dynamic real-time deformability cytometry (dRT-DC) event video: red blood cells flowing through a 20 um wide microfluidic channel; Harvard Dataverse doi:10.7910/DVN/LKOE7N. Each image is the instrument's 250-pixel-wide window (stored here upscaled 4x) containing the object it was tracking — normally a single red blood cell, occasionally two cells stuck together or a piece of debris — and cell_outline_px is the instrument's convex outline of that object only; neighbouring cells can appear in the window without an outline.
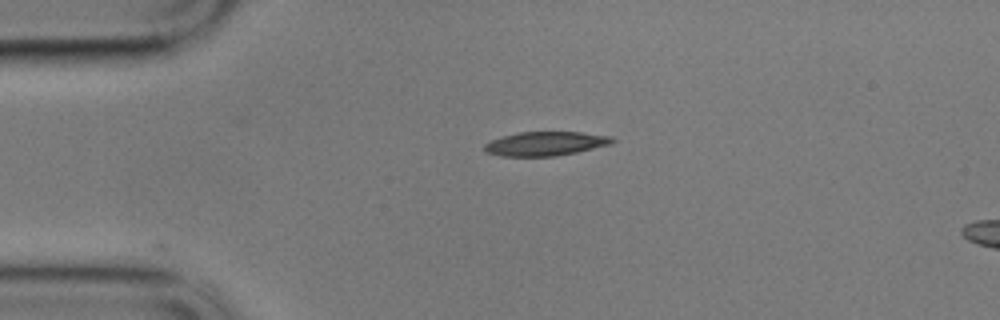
{"species": "common noctule bat (a hibernating species)", "species_latin": "Nyctalus noctula", "temperature_condition": "cold", "stored_images_in_passage": 2, "camera_frame_rate_fps": 3000, "um_per_image_px": 0.085, "animal": {"sex": "male", "body_mass_g": 17.9}, "frame": {"image": 1, "passage_image": 1, "time_ms": 0.0, "image_size_px": [1000, 320], "cell_outline_px": [[616, 140], [612, 144], [576, 152], [556, 156], [500, 156], [484, 152], [484, 144], [492, 140], [504, 136], [520, 132], [580, 132], [612, 136]], "centroid_in_image_um": [46.38, 12.21], "position_along_channel_um": 38.6, "area_um2": 17.92}}